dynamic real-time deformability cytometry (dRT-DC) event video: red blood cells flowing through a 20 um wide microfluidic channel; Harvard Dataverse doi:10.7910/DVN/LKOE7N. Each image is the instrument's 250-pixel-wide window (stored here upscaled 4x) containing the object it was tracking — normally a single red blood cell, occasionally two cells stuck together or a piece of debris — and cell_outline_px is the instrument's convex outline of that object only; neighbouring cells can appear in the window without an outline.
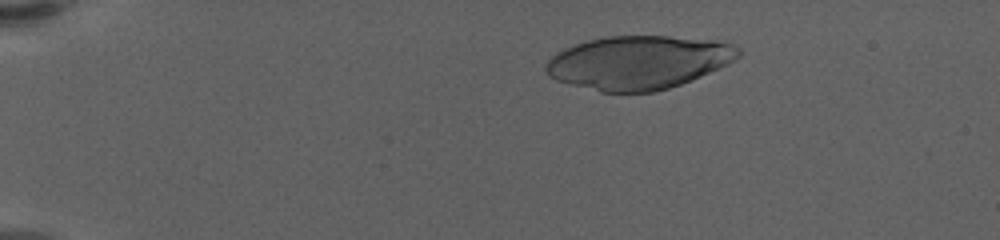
{"species": "human", "species_latin": "Homo sapiens", "temperature_condition": "warm", "stored_images_in_passage": 50, "camera_frame_rate_fps": 3000, "um_per_image_px": 0.085, "donor": {"sex": "female"}, "frame": {"image": 1, "passage_image": 10, "time_ms": 3.0, "image_size_px": [1000, 240], "cell_outline_px": [[740, 56], [728, 64], [720, 68], [692, 80], [668, 88], [652, 92], [600, 92], [556, 80], [548, 76], [544, 68], [548, 60], [556, 52], [564, 48], [584, 40], [604, 36], [668, 36], [716, 40], [732, 44], [740, 48]], "centroid_in_image_um": [54.26, 5.3], "position_along_channel_um": 30.7, "area_um2": 60.29}}